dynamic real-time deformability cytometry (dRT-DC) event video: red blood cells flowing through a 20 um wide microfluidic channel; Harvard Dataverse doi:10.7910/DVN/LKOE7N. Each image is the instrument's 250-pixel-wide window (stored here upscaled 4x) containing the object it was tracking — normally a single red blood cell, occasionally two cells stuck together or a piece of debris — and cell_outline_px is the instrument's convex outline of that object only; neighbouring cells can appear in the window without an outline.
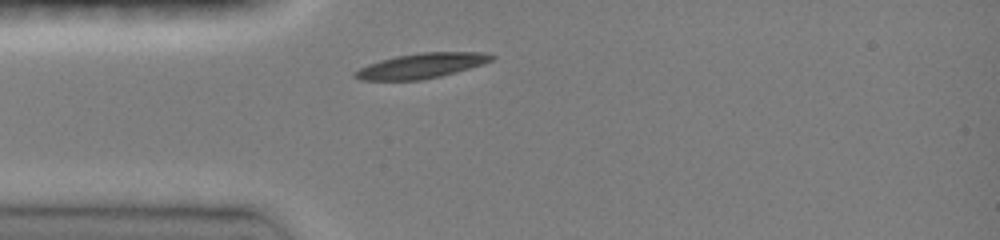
{"species": "common noctule bat (a hibernating species)", "species_latin": "Nyctalus noctula", "temperature_condition": "room temperature", "stored_images_in_passage": 1, "camera_frame_rate_fps": 3000, "um_per_image_px": 0.085, "animal": {"sex": "female", "body_mass_g": 19.0, "forearm_length_mm": 51.5}, "frame": {"image": 1, "passage_image": 1, "time_ms": 0.0, "image_size_px": [1000, 240], "cell_outline_px": [[496, 56], [492, 60], [484, 64], [456, 72], [440, 76], [420, 80], [360, 80], [352, 76], [352, 72], [368, 64], [380, 60], [396, 56], [420, 52], [484, 52]], "centroid_in_image_um": [35.81, 5.58], "position_along_channel_um": 49.2, "area_um2": 20.0}}